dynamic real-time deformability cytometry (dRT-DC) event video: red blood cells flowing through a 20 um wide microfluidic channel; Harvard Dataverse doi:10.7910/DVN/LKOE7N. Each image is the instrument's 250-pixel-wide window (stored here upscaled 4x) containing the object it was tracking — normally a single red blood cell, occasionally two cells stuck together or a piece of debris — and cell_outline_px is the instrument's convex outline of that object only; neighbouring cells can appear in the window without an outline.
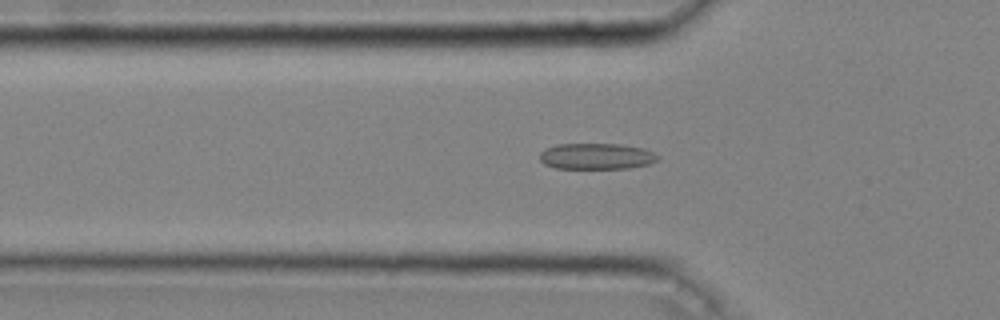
{"species": "common noctule bat (a hibernating species)", "species_latin": "Nyctalus noctula", "temperature_condition": "cold", "stored_images_in_passage": 43, "camera_frame_rate_fps": 3000, "um_per_image_px": 0.085, "animal": {"sex": "male", "body_mass_g": 20.4}, "frame": {"image": 1, "passage_image": 15, "time_ms": 4.667, "image_size_px": [1000, 320], "cell_outline_px": [[660, 160], [648, 164], [628, 168], [556, 168], [544, 164], [540, 160], [540, 152], [544, 148], [556, 144], [620, 144], [644, 148], [660, 156]], "centroid_in_image_um": [50.7, 13.27], "position_along_channel_um": 75.1, "area_um2": 18.03}}
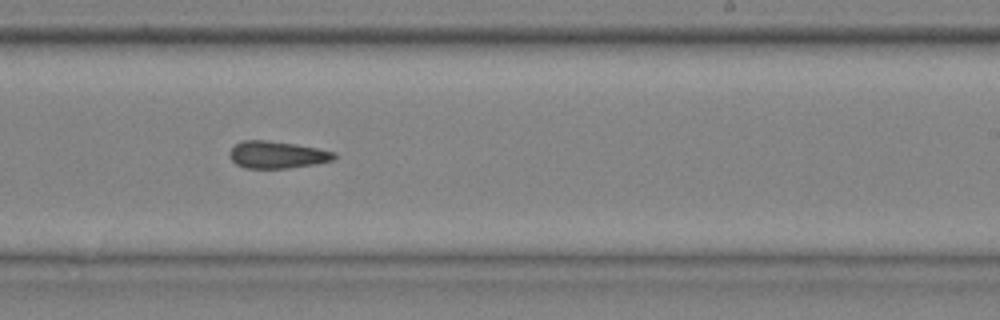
{"frame": {"image": 2, "passage_image": 29, "time_ms": 9.333, "image_size_px": [1000, 320], "cell_outline_px": [[336, 156], [332, 160], [312, 164], [288, 168], [244, 168], [236, 164], [228, 156], [228, 152], [236, 144], [244, 140], [268, 140], [296, 144], [336, 152]], "centroid_in_image_um": [23.51, 13.15], "position_along_channel_um": 265.5, "area_um2": 16.47}}
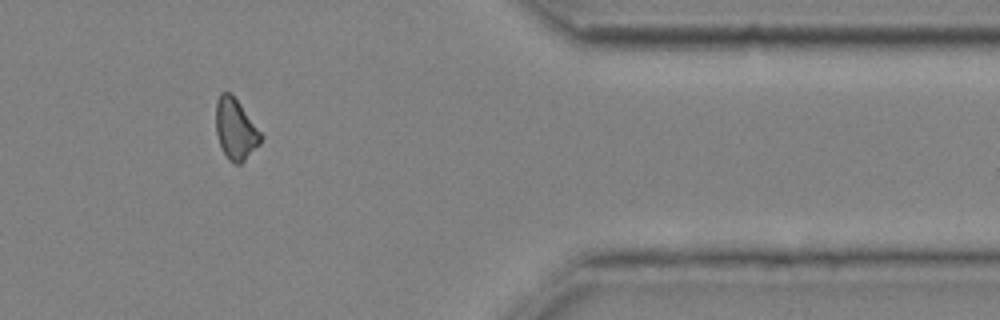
{"frame": {"image": 3, "passage_image": 40, "time_ms": 13.0, "image_size_px": [1000, 320], "cell_outline_px": [[264, 136], [260, 144], [240, 164], [232, 164], [228, 160], [220, 144], [216, 132], [216, 100], [220, 92], [228, 92], [240, 104]], "centroid_in_image_um": [20.02, 11.0], "position_along_channel_um": 391.4, "area_um2": 15.84}, "authors_computed_cell_mechanics": {"area_um2": 16.762, "velocity_mm_per_s": 4.0758, "shape_relaxation_time_tau1_ms": 8.4098, "shape_relaxation_time_tau2_ms": 4.5168, "deformation_change_tau1": 0.133, "deformation_change_tau2": 0.1363}}